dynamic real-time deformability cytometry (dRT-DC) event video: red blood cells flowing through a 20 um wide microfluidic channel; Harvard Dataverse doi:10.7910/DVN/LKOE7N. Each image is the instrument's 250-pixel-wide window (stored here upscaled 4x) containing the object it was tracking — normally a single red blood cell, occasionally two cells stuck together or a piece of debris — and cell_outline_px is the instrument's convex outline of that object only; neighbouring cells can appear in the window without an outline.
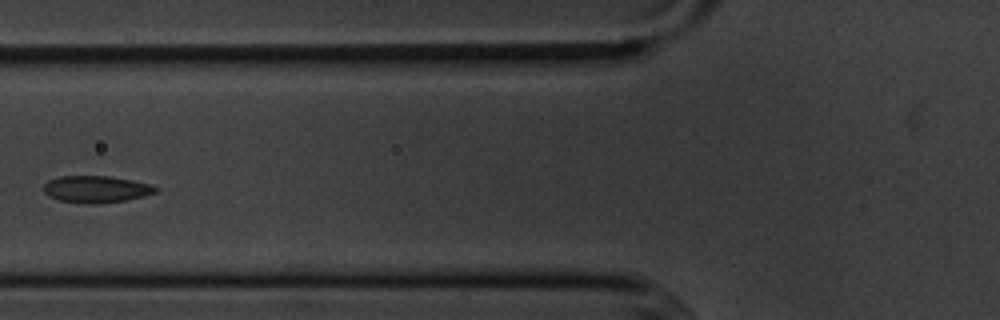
{"species": "common noctule bat (a hibernating species)", "species_latin": "Nyctalus noctula", "temperature_condition": "cold", "stored_images_in_passage": 2, "camera_frame_rate_fps": 3000, "um_per_image_px": 0.085, "animal": {"sex": "male", "body_mass_g": 20.1, "forearm_length_mm": 53.5}, "frame": {"image": 1, "passage_image": 2, "time_ms": 1.333, "image_size_px": [1000, 320], "cell_outline_px": [[156, 192], [144, 196], [124, 200], [100, 204], [88, 204], [60, 200], [48, 196], [44, 192], [44, 184], [48, 180], [60, 176], [108, 176], [132, 180], [152, 184], [156, 188]], "centroid_in_image_um": [8.16, 16.08], "position_along_channel_um": 117.6, "area_um2": 17.51}}